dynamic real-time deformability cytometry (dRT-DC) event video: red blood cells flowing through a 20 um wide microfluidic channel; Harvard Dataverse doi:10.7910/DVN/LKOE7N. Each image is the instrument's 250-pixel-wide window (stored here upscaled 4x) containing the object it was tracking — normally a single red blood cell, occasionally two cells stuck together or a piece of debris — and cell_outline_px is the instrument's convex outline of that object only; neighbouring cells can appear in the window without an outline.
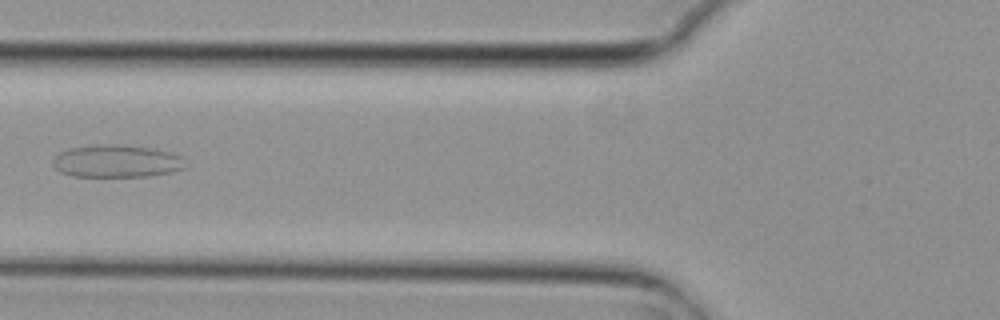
{"species": "common noctule bat (a hibernating species)", "species_latin": "Nyctalus noctula", "temperature_condition": "cold", "stored_images_in_passage": 11, "camera_frame_rate_fps": 3000, "um_per_image_px": 0.085, "animal": {"sex": "female", "body_mass_g": 29.2, "forearm_length_mm": 56.3}, "frame": {"image": 1, "passage_image": 2, "time_ms": 0.333, "image_size_px": [1000, 320], "cell_outline_px": [[184, 168], [172, 172], [148, 176], [72, 176], [60, 172], [52, 164], [52, 160], [60, 152], [68, 148], [92, 144], [120, 144], [156, 148], [172, 152], [184, 156]], "centroid_in_image_um": [9.93, 13.68], "position_along_channel_um": 115.9, "area_um2": 25.55}}
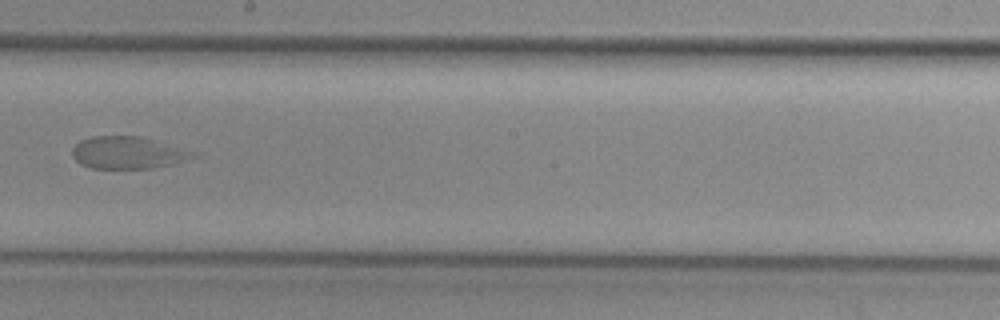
{"frame": {"image": 2, "passage_image": 5, "time_ms": 1.333, "image_size_px": [1000, 320], "cell_outline_px": [[196, 156], [172, 164], [152, 168], [92, 168], [80, 164], [72, 156], [72, 148], [80, 140], [92, 136], [140, 136], [188, 152]], "centroid_in_image_um": [10.71, 12.98], "position_along_channel_um": 237.5, "area_um2": 21.91}}
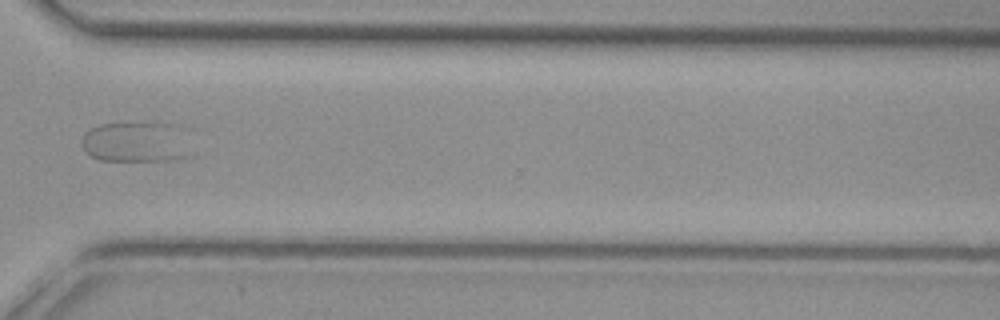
{"frame": {"image": 3, "passage_image": 8, "time_ms": 2.333, "image_size_px": [1000, 320], "cell_outline_px": [[184, 156], [168, 160], [100, 160], [92, 156], [80, 144], [80, 140], [92, 128], [100, 124], [160, 120], [180, 124], [184, 128]], "centroid_in_image_um": [11.53, 11.99], "position_along_channel_um": 359.1, "area_um2": 25.95}}